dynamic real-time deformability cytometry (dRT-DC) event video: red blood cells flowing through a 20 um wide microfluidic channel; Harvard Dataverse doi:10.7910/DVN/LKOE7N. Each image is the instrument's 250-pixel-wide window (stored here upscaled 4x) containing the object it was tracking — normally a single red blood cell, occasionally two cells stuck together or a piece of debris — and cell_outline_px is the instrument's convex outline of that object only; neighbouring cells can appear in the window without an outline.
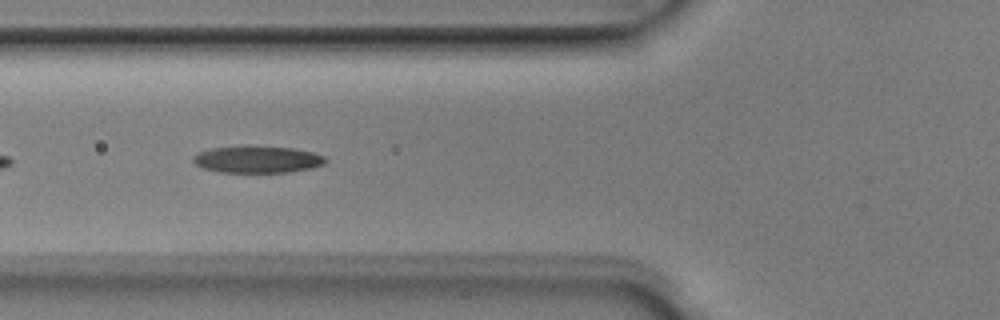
{"species": "Egyptian fruit bat (a non-hibernating species)", "species_latin": "Rousettus aegyptiacus", "temperature_condition": "room temperature", "stored_images_in_passage": 7, "camera_frame_rate_fps": 3000, "um_per_image_px": 0.085, "animal": {"sex": "male"}, "frame": {"image": 1, "passage_image": 5, "time_ms": 1.333, "image_size_px": [1000, 320], "cell_outline_px": [[328, 160], [324, 164], [312, 168], [288, 172], [220, 172], [204, 168], [196, 164], [192, 160], [192, 156], [200, 152], [212, 148], [240, 144], [248, 144], [292, 148], [312, 152], [324, 156]], "centroid_in_image_um": [21.87, 13.52], "position_along_channel_um": 103.9, "area_um2": 21.21}}
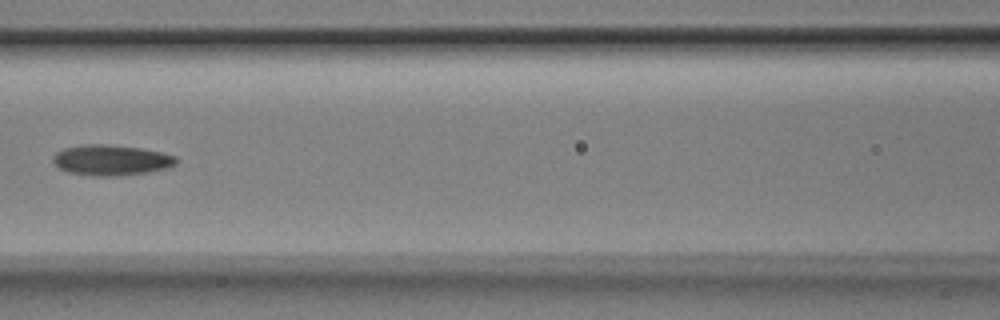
{"frame": {"image": 2, "passage_image": 6, "time_ms": 1.667, "image_size_px": [1000, 320], "cell_outline_px": [[176, 164], [172, 168], [116, 176], [92, 176], [68, 172], [60, 168], [52, 160], [52, 156], [56, 152], [64, 148], [80, 144], [104, 144], [140, 148], [160, 152], [176, 156]], "centroid_in_image_um": [9.44, 13.61], "position_along_channel_um": 157.2, "area_um2": 21.96}}
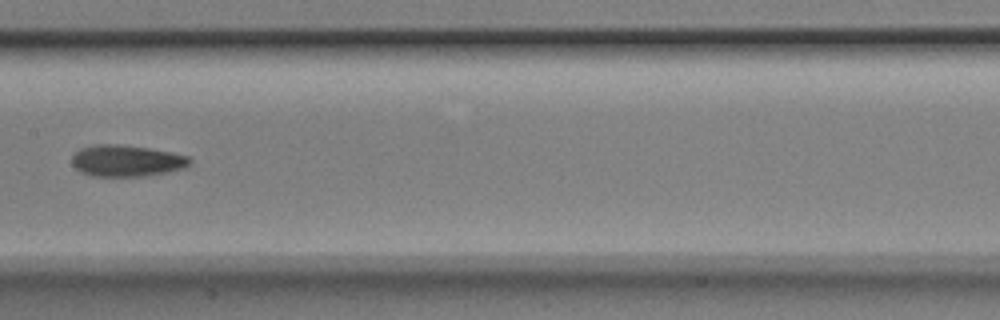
{"frame": {"image": 3, "passage_image": 7, "time_ms": 2.0, "image_size_px": [1000, 320], "cell_outline_px": [[192, 160], [184, 168], [168, 172], [144, 176], [92, 176], [80, 172], [72, 164], [72, 156], [80, 148], [96, 144], [120, 144], [148, 148], [172, 152], [188, 156]], "centroid_in_image_um": [10.74, 13.66], "position_along_channel_um": 196.7, "area_um2": 21.68}}